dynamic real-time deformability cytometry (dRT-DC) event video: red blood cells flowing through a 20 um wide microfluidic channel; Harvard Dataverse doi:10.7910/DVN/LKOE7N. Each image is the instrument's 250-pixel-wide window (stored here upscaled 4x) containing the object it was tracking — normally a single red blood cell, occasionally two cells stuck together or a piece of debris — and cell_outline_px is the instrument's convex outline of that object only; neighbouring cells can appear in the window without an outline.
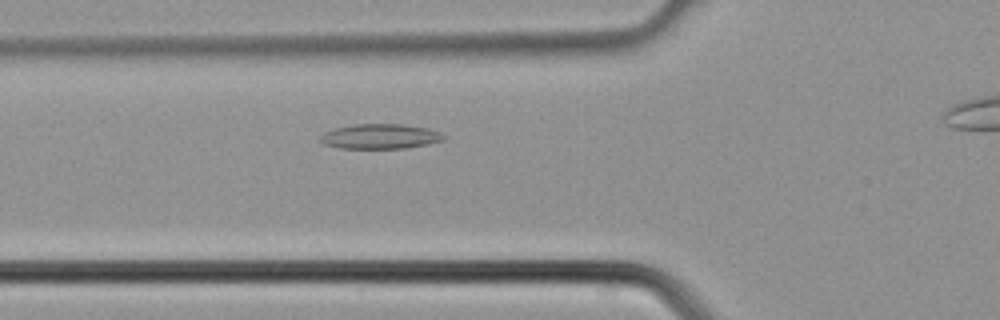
{"species": "common noctule bat (a hibernating species)", "species_latin": "Nyctalus noctula", "temperature_condition": "cold", "stored_images_in_passage": 4, "camera_frame_rate_fps": 3000, "um_per_image_px": 0.085, "animal": {"sex": "male", "body_mass_g": 21.5, "forearm_length_mm": 52.0}, "frame": {"image": 1, "passage_image": 3, "time_ms": 0.667, "image_size_px": [1000, 320], "cell_outline_px": [[448, 136], [444, 140], [428, 144], [408, 148], [340, 148], [324, 144], [320, 140], [320, 136], [324, 132], [336, 128], [352, 124], [404, 124], [428, 128], [440, 132]], "centroid_in_image_um": [32.36, 11.59], "position_along_channel_um": 93.4, "area_um2": 18.03}}